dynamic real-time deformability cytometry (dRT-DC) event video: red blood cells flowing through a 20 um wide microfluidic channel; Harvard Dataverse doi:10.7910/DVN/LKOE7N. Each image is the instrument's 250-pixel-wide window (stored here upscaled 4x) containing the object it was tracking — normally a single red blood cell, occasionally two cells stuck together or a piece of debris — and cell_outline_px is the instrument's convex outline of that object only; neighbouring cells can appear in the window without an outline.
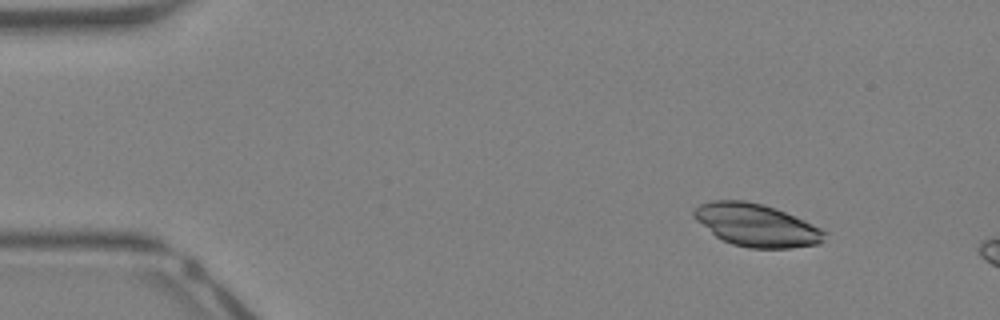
{"species": "Egyptian fruit bat (a non-hibernating species)", "species_latin": "Rousettus aegyptiacus", "temperature_condition": "warm", "stored_images_in_passage": 6, "camera_frame_rate_fps": 3000, "um_per_image_px": 0.085, "animal": {"sex": "female"}, "frame": {"image": 1, "passage_image": 1, "time_ms": 0.0, "image_size_px": [1000, 320], "cell_outline_px": [[824, 232], [820, 244], [788, 248], [748, 248], [732, 244], [716, 236], [696, 220], [692, 216], [692, 208], [700, 204], [712, 200], [744, 200], [764, 204], [776, 208], [804, 220], [820, 228]], "centroid_in_image_um": [64.24, 19.12], "position_along_channel_um": 20.8, "area_um2": 32.31}}